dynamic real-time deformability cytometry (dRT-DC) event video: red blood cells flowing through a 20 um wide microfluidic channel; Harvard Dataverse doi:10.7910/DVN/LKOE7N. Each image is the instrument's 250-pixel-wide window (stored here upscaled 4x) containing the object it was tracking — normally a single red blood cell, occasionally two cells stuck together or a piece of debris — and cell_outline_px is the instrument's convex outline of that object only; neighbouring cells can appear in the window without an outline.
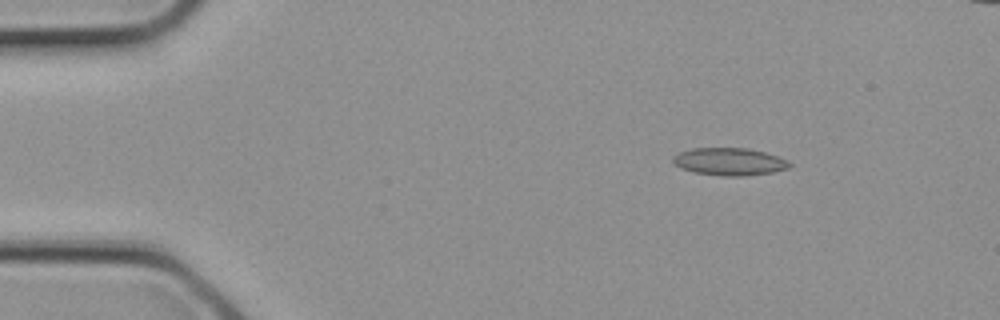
{"species": "common noctule bat (a hibernating species)", "species_latin": "Nyctalus noctula", "temperature_condition": "cold", "stored_images_in_passage": 3, "camera_frame_rate_fps": 3000, "um_per_image_px": 0.085, "animal": {"sex": "female", "body_mass_g": 21.9}, "frame": {"image": 1, "passage_image": 1, "time_ms": 0.0, "image_size_px": [1000, 320], "cell_outline_px": [[792, 168], [772, 172], [744, 176], [724, 176], [696, 172], [680, 168], [672, 160], [672, 156], [688, 148], [748, 148], [764, 152], [788, 160], [792, 164]], "centroid_in_image_um": [62.02, 13.73], "position_along_channel_um": 23.0, "area_um2": 18.73}}